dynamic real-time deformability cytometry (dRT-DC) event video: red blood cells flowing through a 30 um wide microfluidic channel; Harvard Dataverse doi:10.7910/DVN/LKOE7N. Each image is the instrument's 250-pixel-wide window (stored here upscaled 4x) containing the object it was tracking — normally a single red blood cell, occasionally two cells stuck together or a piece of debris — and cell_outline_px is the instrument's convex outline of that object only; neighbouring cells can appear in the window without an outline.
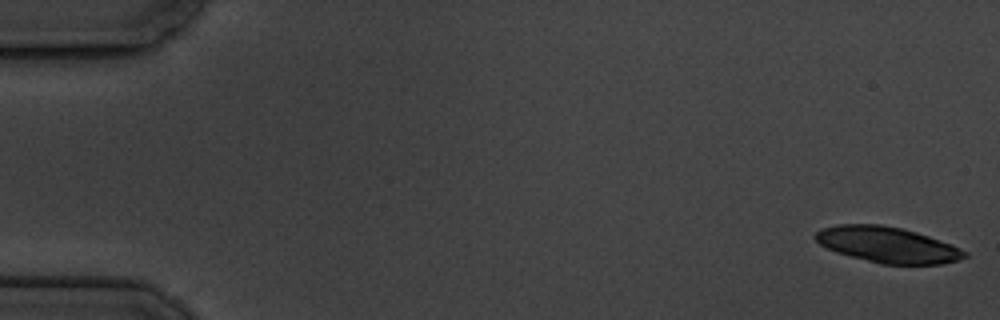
{"species": "common noctule bat (a hibernating species)", "species_latin": "Nyctalus noctula", "temperature_condition": "cold", "stored_images_in_passage": 7, "camera_frame_rate_fps": 3000, "um_per_image_px": 0.085, "animal": {"sex": "male", "body_mass_g": 19.5, "forearm_length_mm": 54.6}, "frame": {"image": 1, "passage_image": 1, "time_ms": 0.0, "image_size_px": [1000, 320], "cell_outline_px": [[968, 256], [960, 260], [944, 264], [880, 264], [836, 252], [820, 244], [812, 236], [820, 228], [836, 224], [880, 224], [900, 228], [916, 232], [952, 244], [968, 252]], "centroid_in_image_um": [75.44, 20.8], "position_along_channel_um": 9.6, "area_um2": 31.27}}